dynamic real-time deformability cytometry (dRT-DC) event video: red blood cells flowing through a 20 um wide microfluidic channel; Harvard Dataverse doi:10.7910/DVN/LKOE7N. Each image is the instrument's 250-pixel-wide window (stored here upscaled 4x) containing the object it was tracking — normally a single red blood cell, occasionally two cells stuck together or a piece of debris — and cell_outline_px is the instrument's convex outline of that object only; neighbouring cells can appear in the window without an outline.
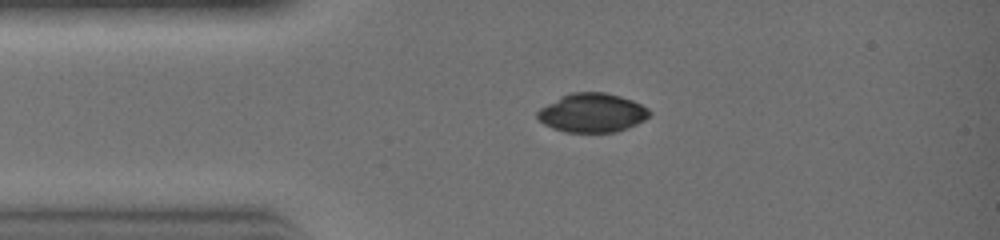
{"species": "common noctule bat (a hibernating species)", "species_latin": "Nyctalus noctula", "temperature_condition": "warm", "stored_images_in_passage": 13, "camera_frame_rate_fps": 3000, "um_per_image_px": 0.085, "animal": {"sex": "female", "body_mass_g": 19.0, "forearm_length_mm": 51.5}, "frame": {"image": 1, "passage_image": 1, "time_ms": 0.0, "image_size_px": [1000, 240], "cell_outline_px": [[652, 112], [644, 120], [628, 128], [616, 132], [564, 132], [552, 128], [544, 124], [536, 116], [536, 112], [540, 108], [560, 96], [572, 92], [604, 92], [620, 96], [632, 100], [648, 108]], "centroid_in_image_um": [50.32, 9.59], "position_along_channel_um": 34.7, "area_um2": 25.49}}
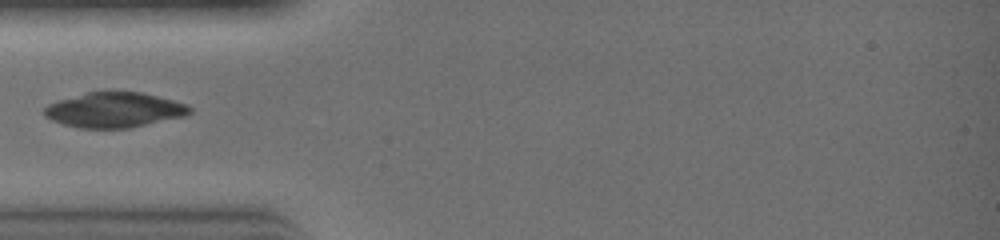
{"frame": {"image": 2, "passage_image": 4, "time_ms": 1.0, "image_size_px": [1000, 240], "cell_outline_px": [[192, 112], [184, 116], [128, 128], [80, 128], [64, 124], [52, 120], [44, 116], [44, 108], [48, 104], [60, 100], [88, 92], [104, 88], [140, 92], [188, 104], [192, 108]], "centroid_in_image_um": [9.72, 9.31], "position_along_channel_um": 75.3, "area_um2": 30.11}}